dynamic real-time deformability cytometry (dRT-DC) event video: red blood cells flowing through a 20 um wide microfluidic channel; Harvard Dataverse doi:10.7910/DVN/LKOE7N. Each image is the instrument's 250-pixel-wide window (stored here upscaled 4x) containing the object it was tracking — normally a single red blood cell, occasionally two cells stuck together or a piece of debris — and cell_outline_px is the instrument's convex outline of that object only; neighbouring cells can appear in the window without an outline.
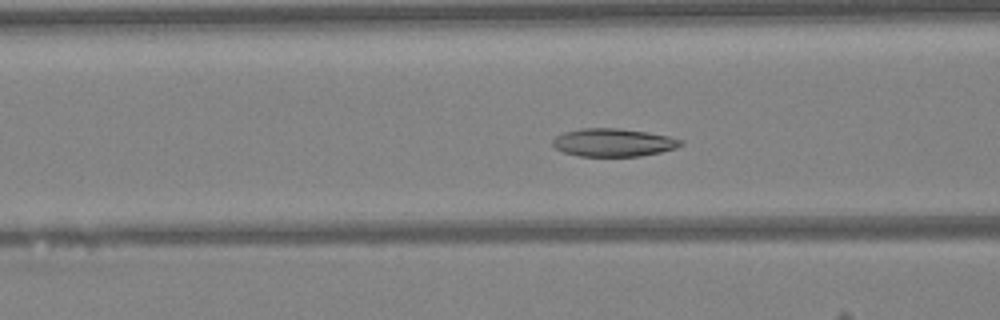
{"species": "Egyptian fruit bat (a non-hibernating species)", "species_latin": "Rousettus aegyptiacus", "temperature_condition": "warm", "stored_images_in_passage": 47, "camera_frame_rate_fps": 3000, "um_per_image_px": 0.085, "animal": {"sex": "female"}, "frame": {"image": 1, "passage_image": 18, "time_ms": 5.667, "image_size_px": [1000, 320], "cell_outline_px": [[684, 144], [676, 148], [660, 152], [640, 156], [580, 156], [564, 152], [556, 148], [552, 144], [552, 140], [556, 136], [564, 132], [580, 128], [620, 128], [648, 132], [668, 136], [684, 140]], "centroid_in_image_um": [52.15, 12.1], "position_along_channel_um": 114.4, "area_um2": 20.98}}
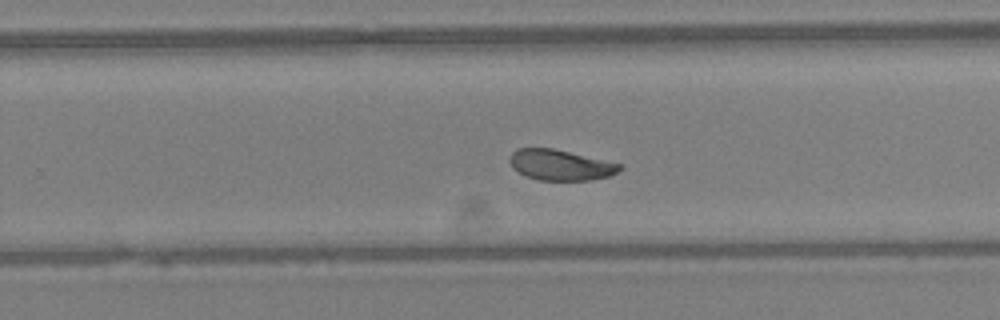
{"frame": {"image": 2, "passage_image": 30, "time_ms": 9.667, "image_size_px": [1000, 320], "cell_outline_px": [[620, 168], [616, 172], [608, 176], [592, 180], [536, 180], [524, 176], [512, 168], [508, 160], [512, 152], [516, 148], [552, 148], [620, 164]], "centroid_in_image_um": [47.53, 14.03], "position_along_channel_um": 282.3, "area_um2": 19.48}}
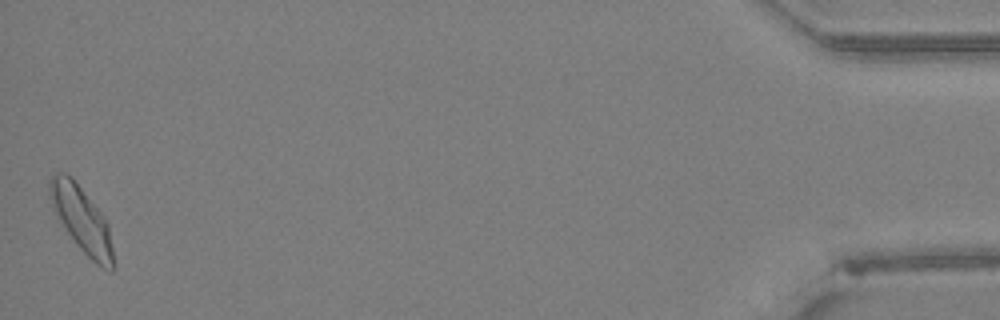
{"frame": {"image": 3, "passage_image": 47, "time_ms": 15.333, "image_size_px": [1000, 320], "cell_outline_px": [[112, 272], [96, 264], [80, 248], [68, 232], [60, 220], [48, 196], [48, 180], [56, 172], [64, 172], [72, 176], [104, 216], [108, 224], [112, 248]], "centroid_in_image_um": [6.92, 18.58], "position_along_channel_um": 428.3, "area_um2": 23.81}, "authors_computed_cell_mechanics": {"area_um2": 21.386, "velocity_mm_per_s": 4.2197, "shape_relaxation_time_tau1_ms": 4.0699, "shape_relaxation_time_tau2_ms": 1.8695, "deformation_change_tau1": 0.1194, "deformation_change_tau2": 0.0696}}